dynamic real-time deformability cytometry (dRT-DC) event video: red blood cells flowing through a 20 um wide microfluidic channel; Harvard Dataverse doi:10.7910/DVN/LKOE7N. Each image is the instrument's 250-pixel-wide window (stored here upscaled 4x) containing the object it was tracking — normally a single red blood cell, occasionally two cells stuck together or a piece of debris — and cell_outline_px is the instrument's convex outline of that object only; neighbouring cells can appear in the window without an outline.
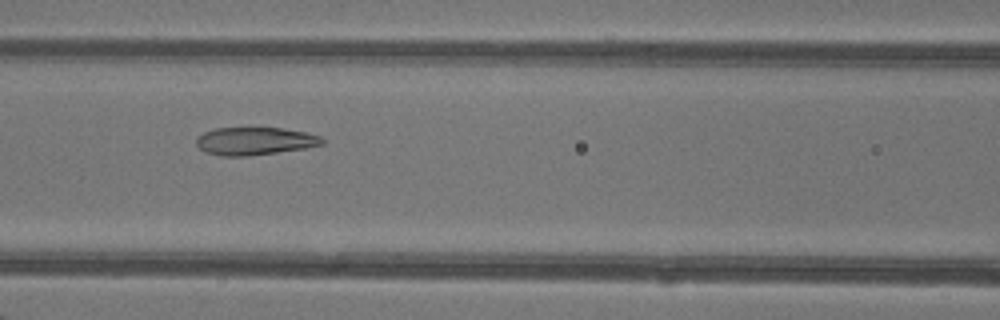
{"species": "common noctule bat (a hibernating species)", "species_latin": "Nyctalus noctula", "temperature_condition": "warm", "stored_images_in_passage": 33, "camera_frame_rate_fps": 3000, "um_per_image_px": 0.085, "animal": {"sex": "female"}, "frame": {"image": 1, "passage_image": 7, "time_ms": 2.0, "image_size_px": [1000, 320], "cell_outline_px": [[324, 144], [304, 148], [276, 152], [244, 156], [220, 156], [204, 152], [196, 144], [196, 136], [204, 132], [216, 128], [284, 128], [308, 132], [320, 136], [324, 140]], "centroid_in_image_um": [21.64, 11.98], "position_along_channel_um": 145.0, "area_um2": 20.4}}
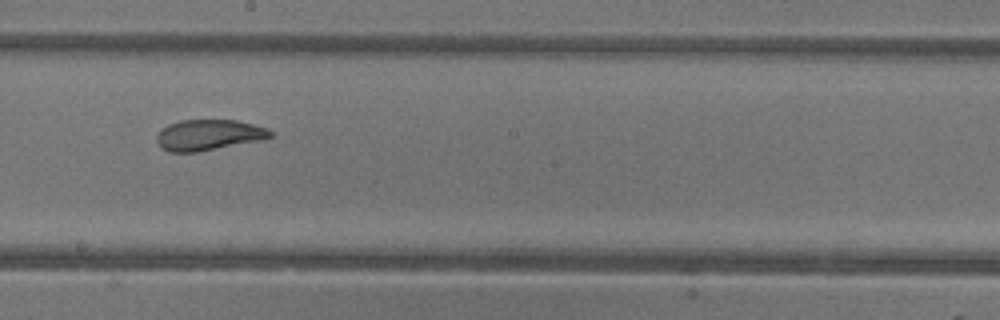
{"frame": {"image": 2, "passage_image": 13, "time_ms": 4.0, "image_size_px": [1000, 320], "cell_outline_px": [[276, 136], [264, 140], [196, 152], [168, 152], [160, 148], [156, 140], [156, 136], [160, 128], [168, 124], [180, 120], [236, 120], [268, 128], [276, 132]], "centroid_in_image_um": [17.77, 11.47], "position_along_channel_um": 230.4, "area_um2": 20.87}}
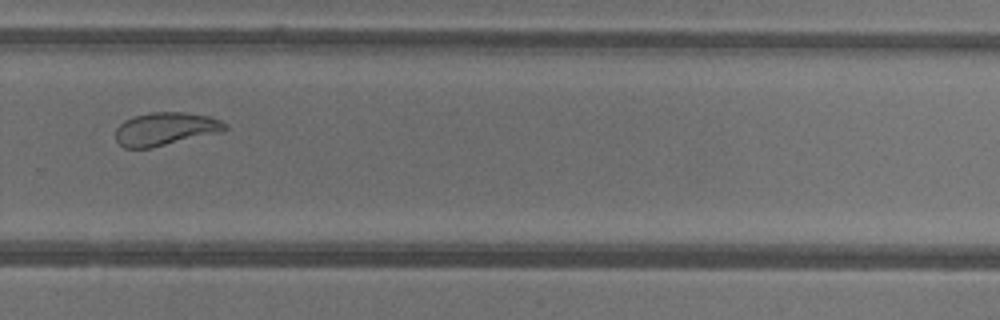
{"frame": {"image": 3, "passage_image": 19, "time_ms": 6.0, "image_size_px": [1000, 320], "cell_outline_px": [[228, 128], [224, 132], [152, 148], [124, 148], [116, 140], [116, 128], [124, 120], [136, 116], [152, 112], [184, 112], [208, 116], [220, 120], [228, 124]], "centroid_in_image_um": [14.11, 10.97], "position_along_channel_um": 315.7, "area_um2": 21.33}, "authors_computed_cell_mechanics": {"area_um2": 21.4438, "velocity_mm_per_s": 4.2894, "shape_relaxation_time_tau1_ms": 3.8024, "shape_relaxation_time_tau2_ms": 1.0248, "deformation_change_tau1": 0.1593, "deformation_change_tau2": 0.0632}}